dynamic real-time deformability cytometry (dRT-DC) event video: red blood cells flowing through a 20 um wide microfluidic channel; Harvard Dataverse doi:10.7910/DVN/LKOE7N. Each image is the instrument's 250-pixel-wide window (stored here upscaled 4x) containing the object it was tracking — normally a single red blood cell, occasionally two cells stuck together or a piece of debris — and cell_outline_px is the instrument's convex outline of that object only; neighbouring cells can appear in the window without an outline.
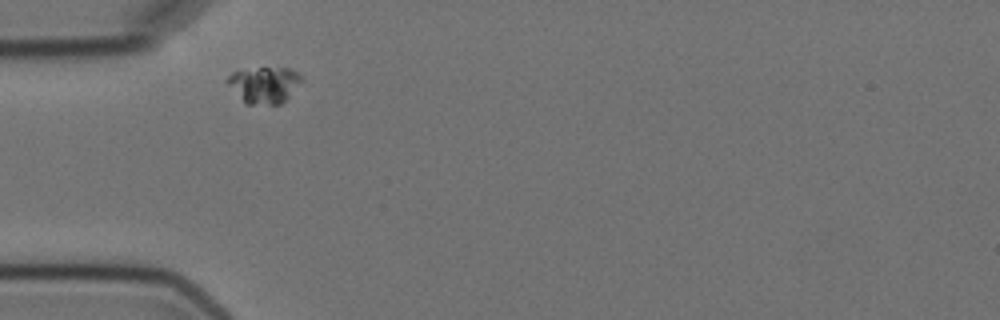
{"species": "Egyptian fruit bat (a non-hibernating species)", "species_latin": "Rousettus aegyptiacus", "temperature_condition": "cold", "stored_images_in_passage": 3, "camera_frame_rate_fps": 3000, "um_per_image_px": 0.085, "animal": {"sex": "female"}, "frame": {"image": 1, "passage_image": 1, "time_ms": 0.0, "image_size_px": [1000, 320], "cell_outline_px": [[304, 80], [280, 104], [248, 104], [224, 80], [232, 72], [260, 68], [288, 68], [300, 72]], "centroid_in_image_um": [22.5, 7.19], "position_along_channel_um": 62.5, "area_um2": 15.37}}
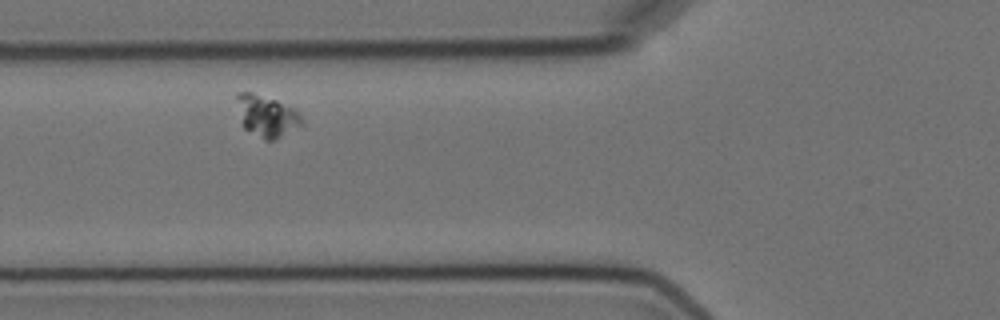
{"frame": {"image": 2, "passage_image": 2, "time_ms": 1.333, "image_size_px": [1000, 320], "cell_outline_px": [[304, 124], [276, 140], [264, 140], [244, 128], [236, 96], [236, 92], [252, 92], [276, 100], [296, 108]], "centroid_in_image_um": [22.71, 9.86], "position_along_channel_um": 103.1, "area_um2": 15.66}}
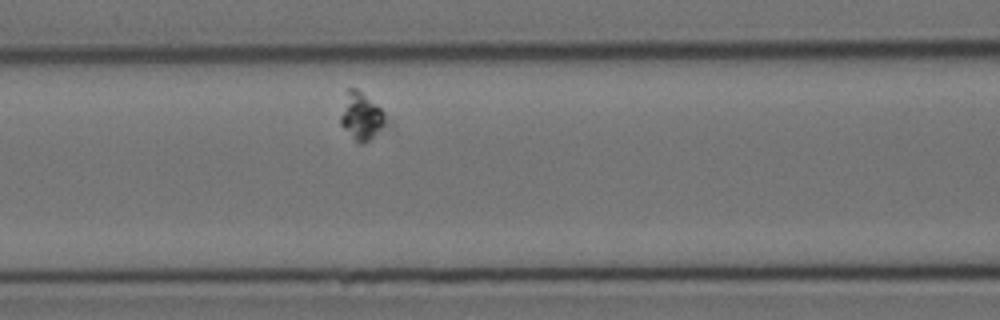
{"frame": {"image": 3, "passage_image": 3, "time_ms": 2.333, "image_size_px": [1000, 320], "cell_outline_px": [[388, 124], [368, 140], [360, 144], [340, 124], [340, 116], [344, 88], [356, 88], [380, 108], [384, 112], [388, 120]], "centroid_in_image_um": [30.69, 9.83], "position_along_channel_um": 135.9, "area_um2": 12.54}}